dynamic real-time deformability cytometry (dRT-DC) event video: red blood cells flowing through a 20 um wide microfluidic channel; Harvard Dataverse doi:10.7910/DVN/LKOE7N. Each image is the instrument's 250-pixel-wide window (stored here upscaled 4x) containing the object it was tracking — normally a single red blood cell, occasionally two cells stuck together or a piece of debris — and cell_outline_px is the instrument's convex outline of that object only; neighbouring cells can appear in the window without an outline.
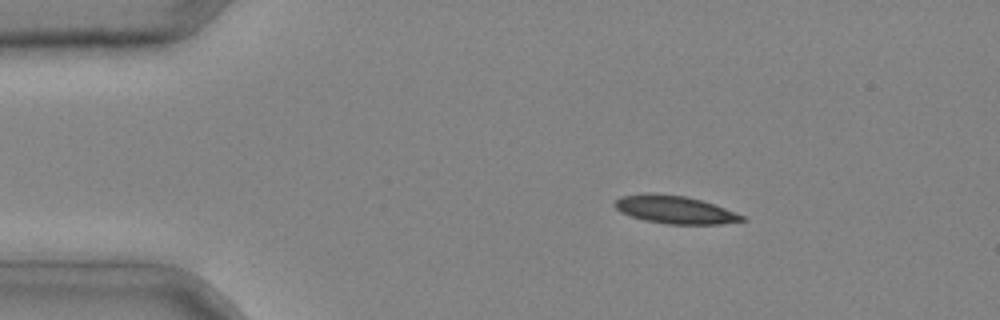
{"species": "common noctule bat (a hibernating species)", "species_latin": "Nyctalus noctula", "temperature_condition": "cold", "stored_images_in_passage": 3, "camera_frame_rate_fps": 3000, "um_per_image_px": 0.085, "animal": {"sex": "male", "body_mass_g": 20.4}, "frame": {"image": 1, "passage_image": 2, "time_ms": 0.333, "image_size_px": [1000, 320], "cell_outline_px": [[748, 220], [720, 224], [668, 224], [644, 220], [620, 212], [612, 204], [620, 196], [648, 192], [652, 192], [684, 196], [700, 200], [724, 208], [744, 216]], "centroid_in_image_um": [57.32, 17.81], "position_along_channel_um": 27.7, "area_um2": 20.63}}